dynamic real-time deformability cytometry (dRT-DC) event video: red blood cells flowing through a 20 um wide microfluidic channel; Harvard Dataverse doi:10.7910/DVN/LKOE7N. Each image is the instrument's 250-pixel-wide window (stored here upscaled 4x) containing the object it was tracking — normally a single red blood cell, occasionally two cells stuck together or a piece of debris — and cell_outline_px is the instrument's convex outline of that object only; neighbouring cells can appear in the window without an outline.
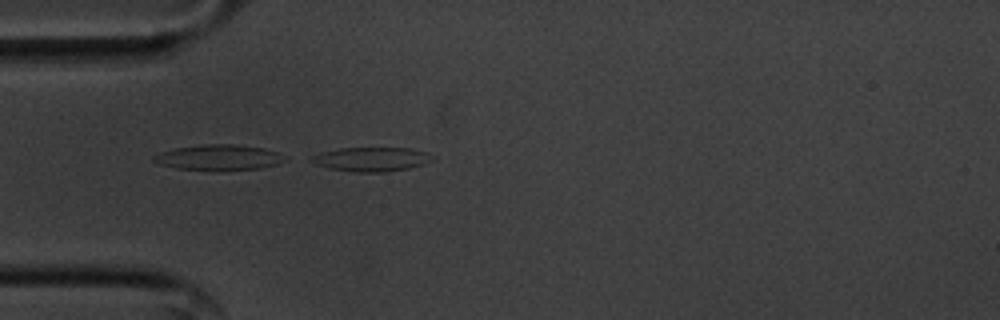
{"species": "common noctule bat (a hibernating species)", "species_latin": "Nyctalus noctula", "temperature_condition": "cold", "stored_images_in_passage": 41, "camera_frame_rate_fps": 3000, "um_per_image_px": 0.085, "animal": {"sex": "male", "body_mass_g": 20.1, "forearm_length_mm": 53.5}, "frame": {"image": 1, "passage_image": 1, "time_ms": 0.0, "image_size_px": [1000, 320], "cell_outline_px": [[436, 156], [432, 160], [424, 164], [408, 168], [384, 172], [352, 172], [328, 168], [316, 164], [308, 160], [312, 156], [320, 152], [340, 148], [408, 148], [428, 152]], "centroid_in_image_um": [31.57, 13.53], "position_along_channel_um": 53.4, "area_um2": 17.17}}
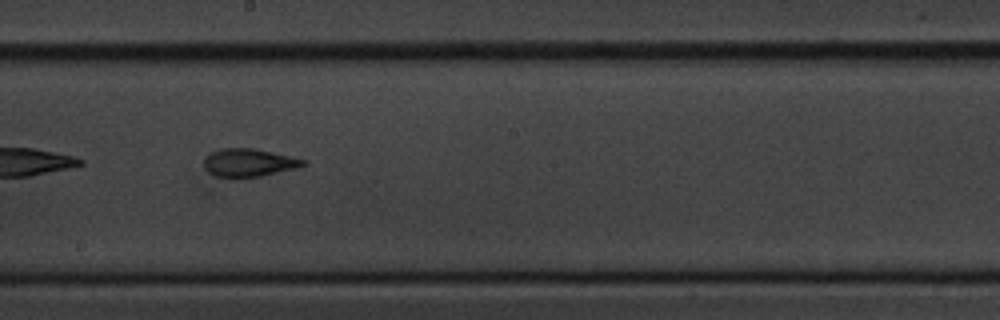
{"frame": {"image": 2, "passage_image": 16, "time_ms": 5.0, "image_size_px": [1000, 320], "cell_outline_px": [[308, 164], [296, 168], [260, 176], [236, 180], [216, 176], [208, 172], [204, 168], [204, 160], [212, 152], [220, 148], [256, 148], [304, 160]], "centroid_in_image_um": [21.1, 13.86], "position_along_channel_um": 227.1, "area_um2": 16.42}}
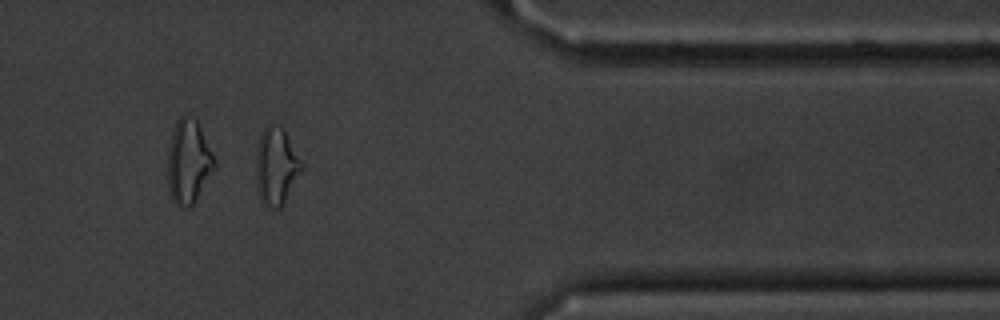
{"frame": {"image": 3, "passage_image": 31, "time_ms": 10.0, "image_size_px": [1000, 320], "cell_outline_px": [[304, 168], [280, 208], [264, 208], [260, 200], [256, 188], [256, 152], [260, 136], [264, 128], [268, 124], [280, 124], [284, 128], [304, 164]], "centroid_in_image_um": [23.48, 14.13], "position_along_channel_um": 387.9, "area_um2": 21.04}, "authors_computed_cell_mechanics": {"area_um2": 16.184, "velocity_mm_per_s": 3.5818, "shape_relaxation_time_tau1_ms": 7.1129, "shape_relaxation_time_tau2_ms": 2.955, "deformation_change_tau1": 0.1831, "deformation_change_tau2": 0.0968}}